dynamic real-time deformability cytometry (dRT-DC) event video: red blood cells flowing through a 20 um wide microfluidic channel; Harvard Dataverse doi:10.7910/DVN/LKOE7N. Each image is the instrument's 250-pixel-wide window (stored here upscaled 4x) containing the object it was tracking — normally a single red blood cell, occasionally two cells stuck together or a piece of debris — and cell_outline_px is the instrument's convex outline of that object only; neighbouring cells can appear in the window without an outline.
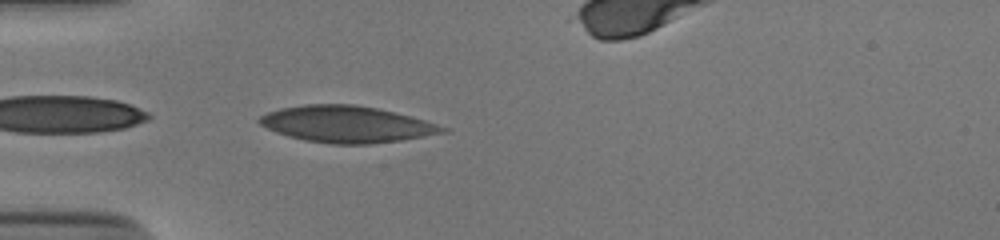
{"species": "human", "species_latin": "Homo sapiens", "temperature_condition": "cold", "stored_images_in_passage": 33, "camera_frame_rate_fps": 3000, "um_per_image_px": 0.085, "donor": {"sex": "male"}, "frame": {"image": 1, "passage_image": 1, "time_ms": 0.0, "image_size_px": [1000, 240], "cell_outline_px": [[452, 128], [448, 132], [400, 140], [368, 144], [332, 144], [304, 140], [288, 136], [276, 132], [260, 124], [256, 120], [260, 116], [268, 112], [280, 108], [304, 104], [356, 104], [376, 108], [412, 116]], "centroid_in_image_um": [29.49, 10.55], "position_along_channel_um": 55.5, "area_um2": 39.13}}
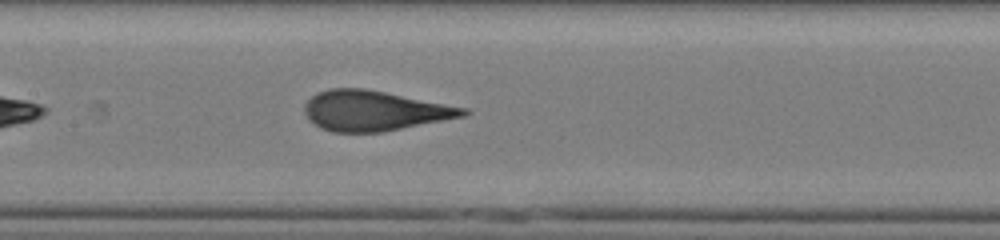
{"frame": {"image": 2, "passage_image": 11, "time_ms": 3.333, "image_size_px": [1000, 240], "cell_outline_px": [[472, 112], [464, 116], [380, 132], [332, 132], [320, 128], [308, 120], [304, 112], [304, 104], [316, 92], [328, 88], [364, 88], [468, 108]], "centroid_in_image_um": [31.77, 9.4], "position_along_channel_um": 175.6, "area_um2": 36.99}}
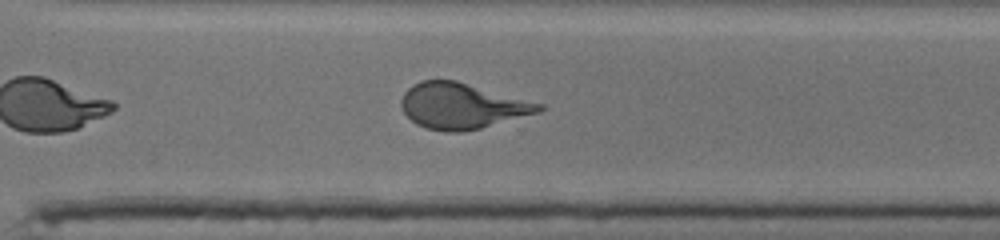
{"frame": {"image": 3, "passage_image": 23, "time_ms": 7.333, "image_size_px": [1000, 240], "cell_outline_px": [[544, 108], [540, 112], [480, 128], [464, 132], [448, 132], [428, 128], [416, 124], [404, 112], [400, 104], [400, 100], [404, 92], [412, 84], [420, 80], [456, 80], [544, 104]], "centroid_in_image_um": [39.26, 8.99], "position_along_channel_um": 331.3, "area_um2": 36.65}, "authors_computed_cell_mechanics": {"area_um2": 37.0498, "velocity_mm_per_s": 3.8983, "shape_relaxation_time_tau1_ms": 4.8059, "shape_relaxation_time_tau2_ms": null, "deformation_change_tau1": 0.1931, "deformation_change_tau2": null}}